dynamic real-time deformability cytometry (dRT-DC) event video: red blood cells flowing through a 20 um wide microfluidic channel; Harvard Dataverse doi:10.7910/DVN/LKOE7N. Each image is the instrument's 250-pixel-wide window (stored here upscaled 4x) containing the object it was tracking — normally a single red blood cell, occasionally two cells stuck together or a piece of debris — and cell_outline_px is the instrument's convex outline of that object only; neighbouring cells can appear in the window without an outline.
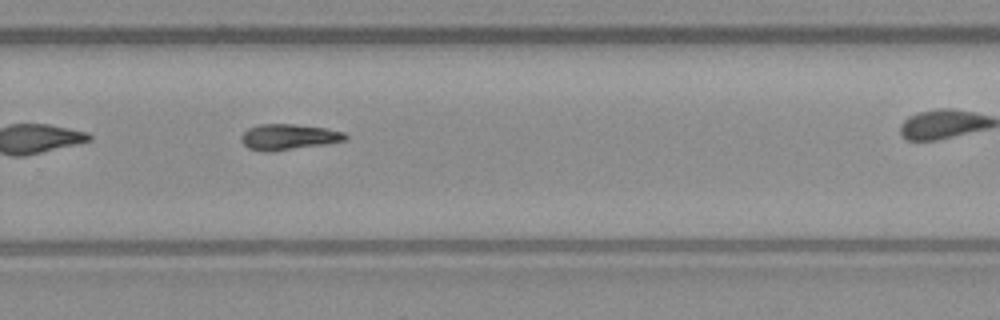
{"species": "common noctule bat (a hibernating species)", "species_latin": "Nyctalus noctula", "temperature_condition": "warm", "stored_images_in_passage": 27, "camera_frame_rate_fps": 3000, "um_per_image_px": 0.085, "animal": {"sex": "male", "body_mass_g": 23.1, "forearm_length_mm": 52.7}, "frame": {"image": 1, "passage_image": 20, "time_ms": 6.333, "image_size_px": [1000, 320], "cell_outline_px": [[348, 140], [324, 144], [272, 152], [264, 152], [248, 148], [240, 140], [240, 136], [248, 128], [260, 124], [292, 124], [324, 128], [344, 132], [348, 136]], "centroid_in_image_um": [24.51, 11.65], "position_along_channel_um": 305.3, "area_um2": 15.66}}